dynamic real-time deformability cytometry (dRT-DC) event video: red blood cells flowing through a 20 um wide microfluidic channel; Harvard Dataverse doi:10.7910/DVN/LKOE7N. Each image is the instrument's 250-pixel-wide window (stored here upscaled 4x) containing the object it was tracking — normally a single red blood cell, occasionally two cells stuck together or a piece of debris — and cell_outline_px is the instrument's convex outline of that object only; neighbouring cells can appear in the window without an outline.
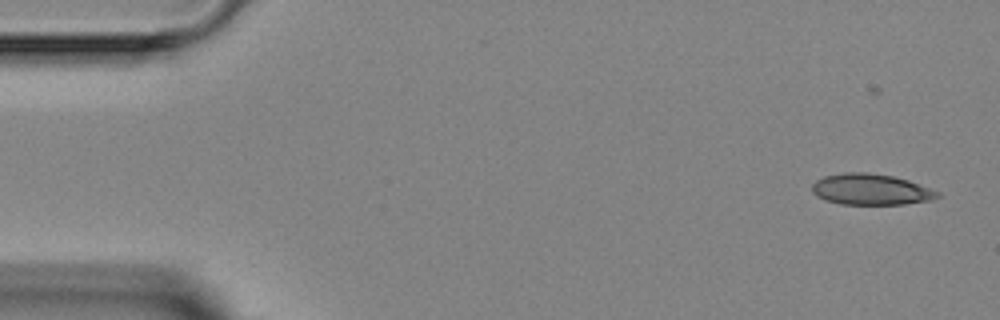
{"species": "Egyptian fruit bat (a non-hibernating species)", "species_latin": "Rousettus aegyptiacus", "temperature_condition": "room temperature", "stored_images_in_passage": 4, "camera_frame_rate_fps": 3000, "um_per_image_px": 0.085, "animal": {"sex": "female"}, "frame": {"image": 1, "passage_image": 1, "time_ms": 0.0, "image_size_px": [1000, 320], "cell_outline_px": [[940, 196], [932, 200], [904, 204], [840, 204], [824, 200], [816, 196], [812, 192], [812, 184], [816, 180], [824, 176], [844, 172], [868, 172], [892, 176], [908, 180], [940, 192]], "centroid_in_image_um": [74.0, 16.1], "position_along_channel_um": 11.0, "area_um2": 22.77}}